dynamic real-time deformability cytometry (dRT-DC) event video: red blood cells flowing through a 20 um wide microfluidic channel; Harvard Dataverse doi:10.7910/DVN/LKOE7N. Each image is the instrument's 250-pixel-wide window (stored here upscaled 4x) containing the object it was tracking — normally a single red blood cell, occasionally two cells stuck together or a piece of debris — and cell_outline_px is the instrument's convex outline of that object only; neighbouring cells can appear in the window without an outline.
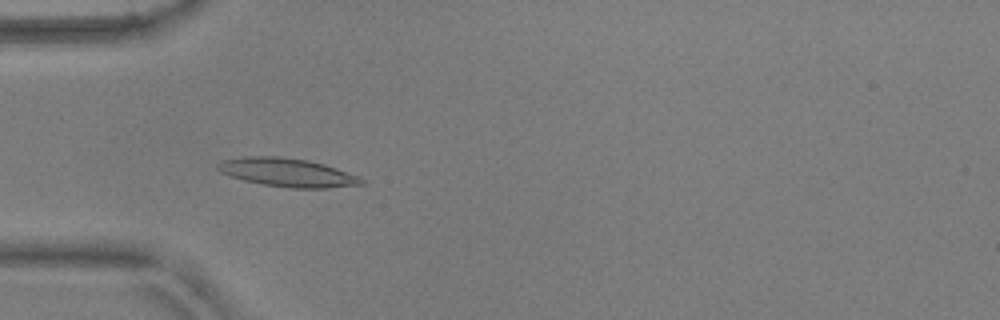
{"species": "common noctule bat (a hibernating species)", "species_latin": "Nyctalus noctula", "temperature_condition": "warm", "stored_images_in_passage": 53, "camera_frame_rate_fps": 3000, "um_per_image_px": 0.085, "animal": {"sex": "male", "body_mass_g": 17.9, "forearm_length_mm": 54.2}, "frame": {"image": 1, "passage_image": 17, "time_ms": 5.333, "image_size_px": [1000, 320], "cell_outline_px": [[364, 184], [328, 188], [292, 188], [264, 184], [244, 180], [220, 172], [216, 168], [216, 164], [220, 160], [244, 156], [280, 156], [308, 160], [324, 164], [360, 176], [364, 180]], "centroid_in_image_um": [24.42, 14.65], "position_along_channel_um": 60.6, "area_um2": 23.93}}
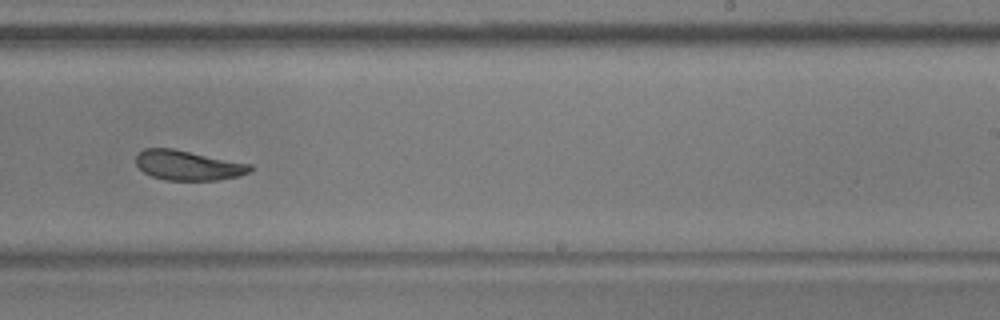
{"frame": {"image": 2, "passage_image": 34, "time_ms": 11.0, "image_size_px": [1000, 320], "cell_outline_px": [[256, 168], [252, 172], [240, 176], [216, 180], [164, 180], [152, 176], [144, 172], [136, 164], [136, 156], [144, 148], [172, 148], [252, 164]], "centroid_in_image_um": [16.04, 14.06], "position_along_channel_um": 273.0, "area_um2": 20.0}}
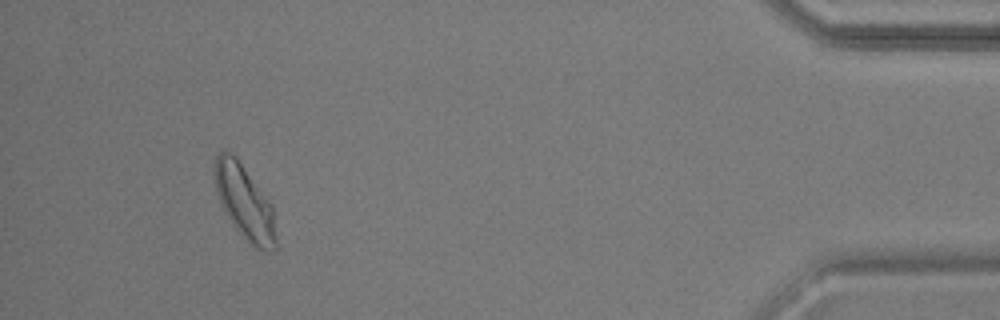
{"frame": {"image": 3, "passage_image": 50, "time_ms": 16.333, "image_size_px": [1000, 320], "cell_outline_px": [[276, 248], [264, 252], [260, 252], [248, 244], [232, 224], [224, 212], [220, 204], [216, 192], [216, 156], [224, 148], [232, 152], [236, 156], [272, 204], [276, 236]], "centroid_in_image_um": [20.8, 17.23], "position_along_channel_um": 414.4, "area_um2": 26.76}, "authors_computed_cell_mechanics": {"area_um2": 22.1952, "velocity_mm_per_s": 3.7987, "shape_relaxation_time_tau1_ms": 6.2587, "shape_relaxation_time_tau2_ms": 2.6647, "deformation_change_tau1": 0.1475, "deformation_change_tau2": 0.098}}